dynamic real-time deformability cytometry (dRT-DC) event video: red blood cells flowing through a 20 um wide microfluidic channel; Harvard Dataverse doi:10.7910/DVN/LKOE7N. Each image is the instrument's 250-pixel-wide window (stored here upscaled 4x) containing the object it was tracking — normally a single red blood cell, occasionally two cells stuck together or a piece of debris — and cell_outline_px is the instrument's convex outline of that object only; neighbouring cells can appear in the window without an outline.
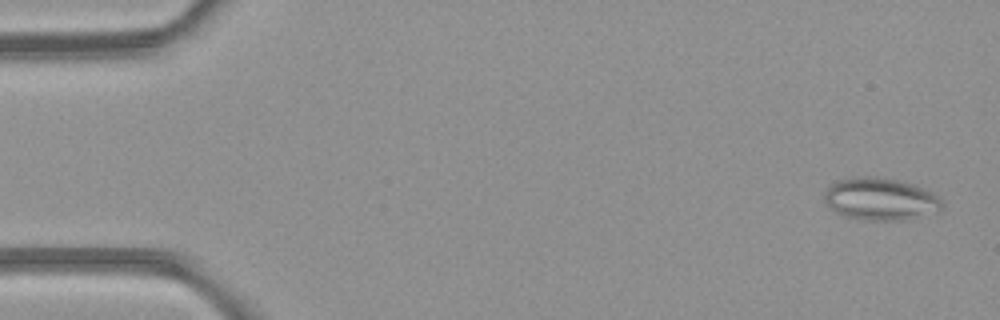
{"species": "common noctule bat (a hibernating species)", "species_latin": "Nyctalus noctula", "temperature_condition": "room temperature", "stored_images_in_passage": 5, "camera_frame_rate_fps": 3000, "um_per_image_px": 0.085, "animal": {"sex": "female", "body_mass_g": 21.9}, "frame": {"image": 1, "passage_image": 1, "time_ms": 0.0, "image_size_px": [1000, 320], "cell_outline_px": [[944, 204], [940, 208], [900, 220], [860, 220], [844, 216], [836, 212], [824, 200], [824, 192], [828, 184], [836, 180], [852, 176], [880, 176], [900, 180], [916, 184], [940, 196]], "centroid_in_image_um": [74.76, 16.86], "position_along_channel_um": 10.2, "area_um2": 29.19}}